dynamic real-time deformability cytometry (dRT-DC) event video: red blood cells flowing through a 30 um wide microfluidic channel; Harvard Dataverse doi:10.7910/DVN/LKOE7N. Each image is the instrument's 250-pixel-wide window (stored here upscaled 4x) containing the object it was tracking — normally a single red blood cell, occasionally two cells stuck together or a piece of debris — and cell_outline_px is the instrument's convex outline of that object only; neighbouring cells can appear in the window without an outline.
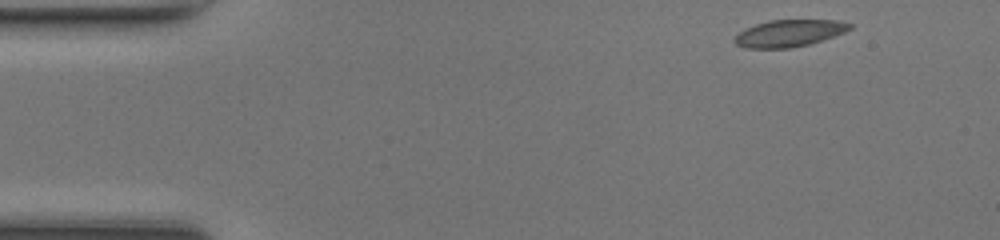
{"species": "common noctule bat (a hibernating species)", "species_latin": "Nyctalus noctula", "temperature_condition": "room temperature", "stored_images_in_passage": 44, "camera_frame_rate_fps": 3000, "um_per_image_px": 0.085, "animal": {"sex": "female", "body_mass_g": 17.0, "forearm_length_mm": 48.0}, "frame": {"image": 1, "passage_image": 1, "time_ms": 0.0, "image_size_px": [1000, 240], "cell_outline_px": [[852, 28], [844, 32], [812, 44], [792, 48], [744, 48], [736, 44], [736, 36], [744, 28], [768, 20], [840, 20], [852, 24]], "centroid_in_image_um": [67.11, 2.82], "position_along_channel_um": 17.9, "area_um2": 18.15}}
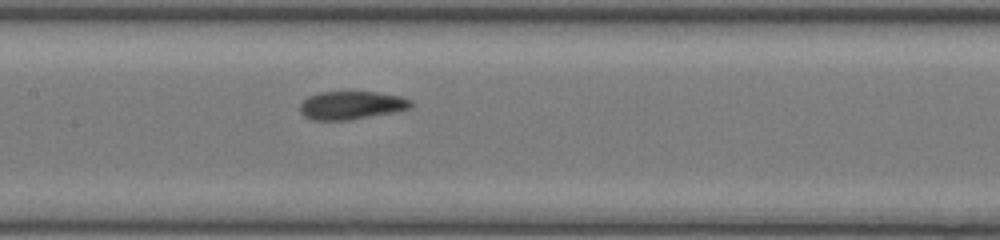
{"frame": {"image": 2, "passage_image": 19, "time_ms": 6.0, "image_size_px": [1000, 240], "cell_outline_px": [[412, 104], [408, 108], [392, 112], [348, 120], [312, 120], [304, 116], [300, 112], [300, 104], [308, 96], [320, 92], [376, 92], [400, 96], [412, 100]], "centroid_in_image_um": [29.83, 8.94], "position_along_channel_um": 177.6, "area_um2": 18.03}}
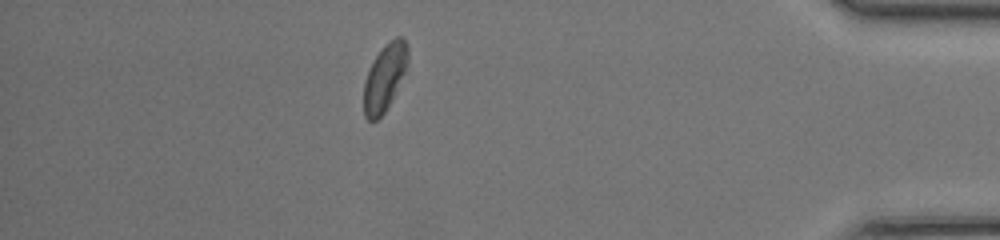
{"frame": {"image": 3, "passage_image": 38, "time_ms": 12.333, "image_size_px": [1000, 240], "cell_outline_px": [[408, 60], [404, 72], [384, 112], [376, 120], [368, 120], [364, 116], [364, 80], [376, 56], [384, 44], [396, 36], [404, 36], [408, 44]], "centroid_in_image_um": [32.7, 6.52], "position_along_channel_um": 402.5, "area_um2": 16.76}, "authors_computed_cell_mechanics": {"area_um2": 18.4671, "velocity_mm_per_s": 4.3082, "shape_relaxation_time_tau1_ms": 8.4236, "shape_relaxation_time_tau2_ms": 2.077, "deformation_change_tau1": 0.1831, "deformation_change_tau2": 0.0816}}